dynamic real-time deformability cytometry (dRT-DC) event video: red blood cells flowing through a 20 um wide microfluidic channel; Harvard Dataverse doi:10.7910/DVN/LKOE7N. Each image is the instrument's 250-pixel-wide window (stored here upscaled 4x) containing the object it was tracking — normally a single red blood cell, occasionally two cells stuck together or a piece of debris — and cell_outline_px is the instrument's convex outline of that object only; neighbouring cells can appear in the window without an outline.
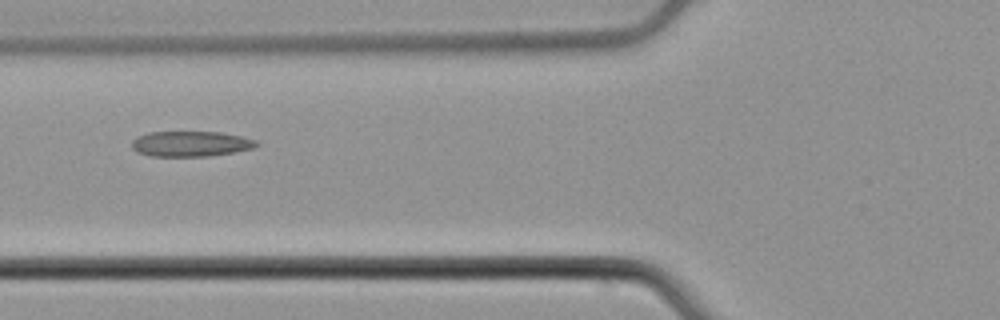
{"species": "common noctule bat (a hibernating species)", "species_latin": "Nyctalus noctula", "temperature_condition": "cold", "stored_images_in_passage": 5, "camera_frame_rate_fps": 3000, "um_per_image_px": 0.085, "animal": {"sex": "male", "body_mass_g": 21.5, "forearm_length_mm": 52.0}, "frame": {"image": 1, "passage_image": 5, "time_ms": 1.333, "image_size_px": [1000, 320], "cell_outline_px": [[260, 144], [252, 148], [232, 152], [208, 156], [152, 156], [136, 152], [132, 148], [132, 140], [136, 136], [148, 132], [220, 132], [240, 136], [256, 140]], "centroid_in_image_um": [16.17, 12.22], "position_along_channel_um": 109.6, "area_um2": 18.38}}